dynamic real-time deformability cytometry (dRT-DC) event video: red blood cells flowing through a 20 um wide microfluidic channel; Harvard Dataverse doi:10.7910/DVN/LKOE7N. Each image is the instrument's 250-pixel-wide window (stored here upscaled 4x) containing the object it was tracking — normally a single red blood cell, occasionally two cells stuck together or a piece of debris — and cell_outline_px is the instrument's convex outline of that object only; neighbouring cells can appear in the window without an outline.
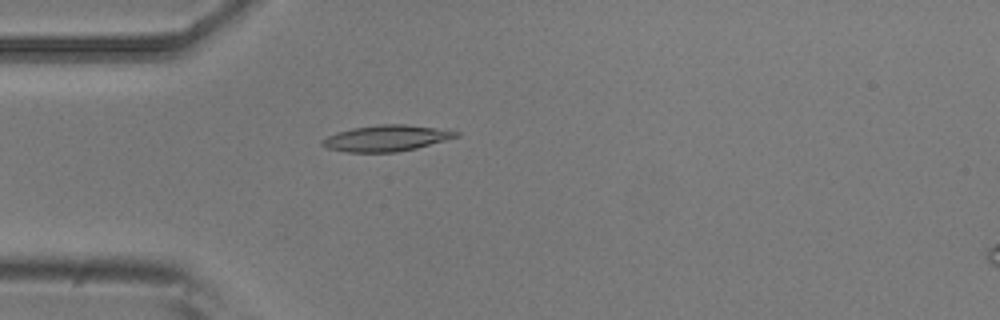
{"species": "common noctule bat (a hibernating species)", "species_latin": "Nyctalus noctula", "temperature_condition": "room temperature", "stored_images_in_passage": 4, "camera_frame_rate_fps": 3000, "um_per_image_px": 0.085, "animal": {"sex": "male", "body_mass_g": 20.5, "forearm_length_mm": 52.5}, "frame": {"image": 1, "passage_image": 4, "time_ms": 1.0, "image_size_px": [1000, 320], "cell_outline_px": [[460, 136], [416, 148], [396, 152], [348, 152], [328, 148], [320, 144], [320, 140], [336, 132], [352, 128], [380, 124], [404, 124], [460, 132]], "centroid_in_image_um": [32.79, 11.75], "position_along_channel_um": 52.2, "area_um2": 20.11}}